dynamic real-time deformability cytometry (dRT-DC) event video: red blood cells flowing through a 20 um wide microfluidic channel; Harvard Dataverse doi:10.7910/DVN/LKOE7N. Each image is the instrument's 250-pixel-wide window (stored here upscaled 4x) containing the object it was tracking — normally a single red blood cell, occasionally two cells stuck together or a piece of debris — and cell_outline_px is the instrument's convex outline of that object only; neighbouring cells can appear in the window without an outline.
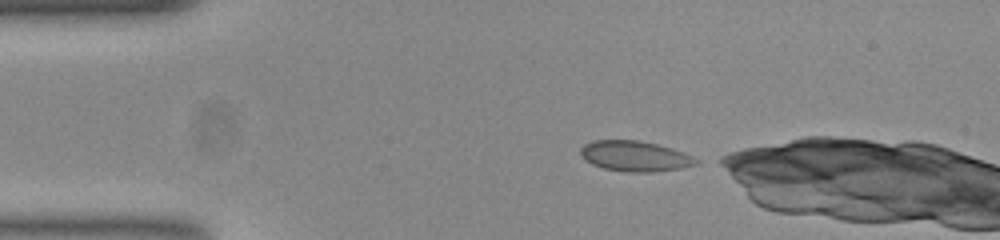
{"species": "common noctule bat (a hibernating species)", "species_latin": "Nyctalus noctula", "temperature_condition": "room temperature", "stored_images_in_passage": 37, "camera_frame_rate_fps": 3000, "um_per_image_px": 0.085, "animal": {"sex": "female", "body_mass_g": 23.0, "forearm_length_mm": 53.4}, "frame": {"image": 1, "passage_image": 1, "time_ms": 0.0, "image_size_px": [1000, 240], "cell_outline_px": [[700, 160], [696, 164], [680, 168], [652, 172], [624, 172], [604, 168], [592, 164], [580, 152], [580, 148], [584, 144], [592, 140], [636, 140], [656, 144], [672, 148], [692, 156]], "centroid_in_image_um": [53.97, 13.27], "position_along_channel_um": 31.0, "area_um2": 20.29}}
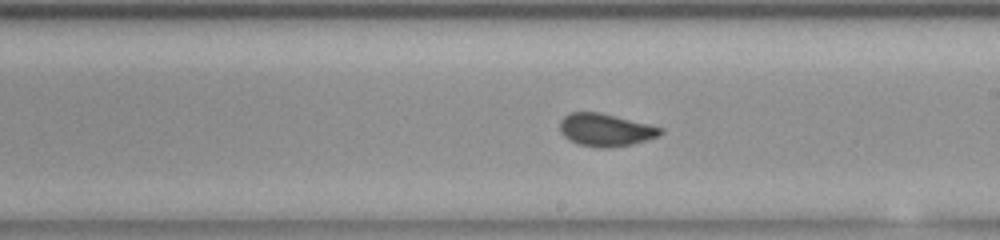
{"frame": {"image": 2, "passage_image": 21, "time_ms": 6.667, "image_size_px": [1000, 240], "cell_outline_px": [[664, 132], [656, 136], [632, 144], [608, 148], [596, 148], [576, 144], [568, 140], [560, 132], [560, 120], [564, 116], [572, 112], [600, 112], [664, 128]], "centroid_in_image_um": [51.43, 11.05], "position_along_channel_um": 237.6, "area_um2": 19.19}}
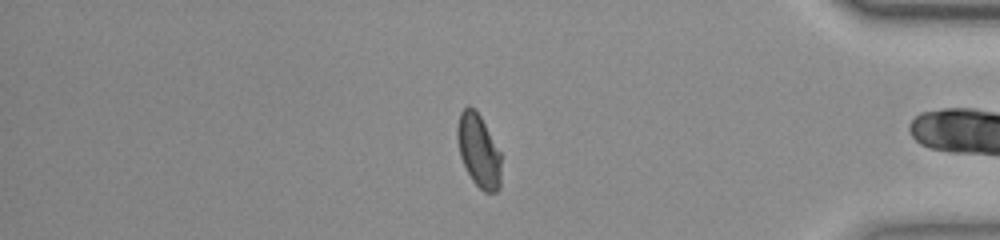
{"frame": {"image": 3, "passage_image": 36, "time_ms": 11.667, "image_size_px": [1000, 240], "cell_outline_px": [[500, 188], [496, 192], [484, 192], [472, 180], [460, 156], [456, 136], [456, 128], [460, 112], [468, 104], [476, 108], [500, 152]], "centroid_in_image_um": [40.66, 12.77], "position_along_channel_um": 394.5, "area_um2": 18.67}}